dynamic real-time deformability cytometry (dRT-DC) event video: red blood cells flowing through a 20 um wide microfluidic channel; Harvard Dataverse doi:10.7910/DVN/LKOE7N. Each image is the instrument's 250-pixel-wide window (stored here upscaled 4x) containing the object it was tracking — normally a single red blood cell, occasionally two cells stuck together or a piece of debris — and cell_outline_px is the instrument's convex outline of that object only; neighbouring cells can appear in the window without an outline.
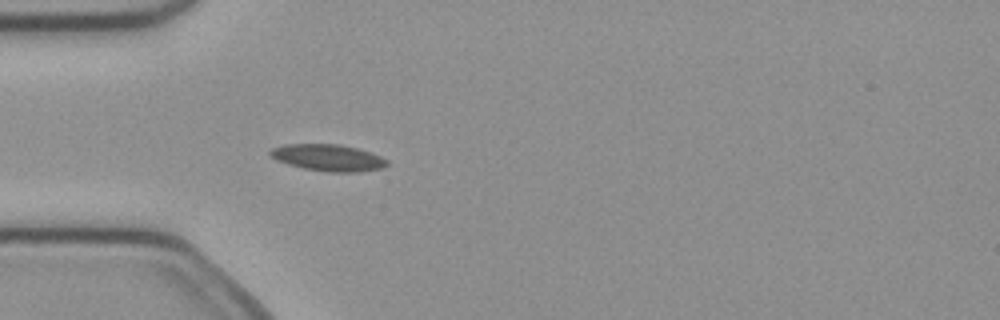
{"species": "common noctule bat (a hibernating species)", "species_latin": "Nyctalus noctula", "temperature_condition": "cold", "stored_images_in_passage": 37, "camera_frame_rate_fps": 3000, "um_per_image_px": 0.085, "animal": {"sex": "female", "body_mass_g": 21.9}, "frame": {"image": 1, "passage_image": 1, "time_ms": 0.0, "image_size_px": [1000, 320], "cell_outline_px": [[388, 164], [384, 168], [360, 172], [328, 172], [304, 168], [288, 164], [276, 160], [268, 152], [272, 148], [284, 144], [340, 144], [356, 148], [380, 156], [388, 160]], "centroid_in_image_um": [27.9, 13.41], "position_along_channel_um": 57.1, "area_um2": 18.15}}
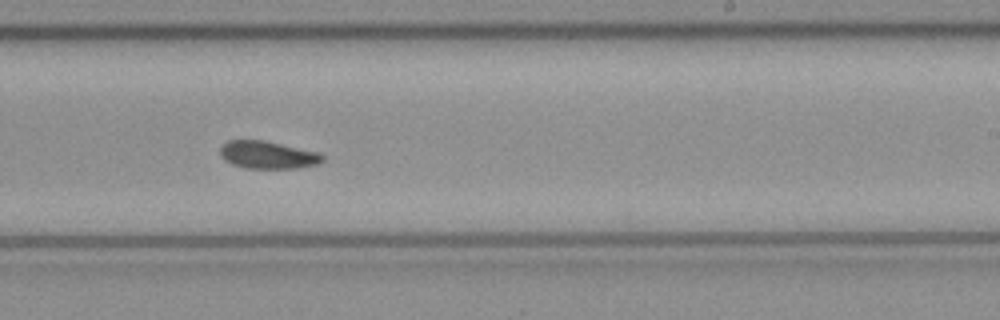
{"frame": {"image": 2, "passage_image": 17, "time_ms": 5.333, "image_size_px": [1000, 320], "cell_outline_px": [[324, 160], [320, 164], [296, 168], [244, 168], [232, 164], [224, 160], [220, 156], [220, 148], [228, 140], [264, 140], [320, 152], [324, 156]], "centroid_in_image_um": [22.78, 13.17], "position_along_channel_um": 266.2, "area_um2": 16.65}}
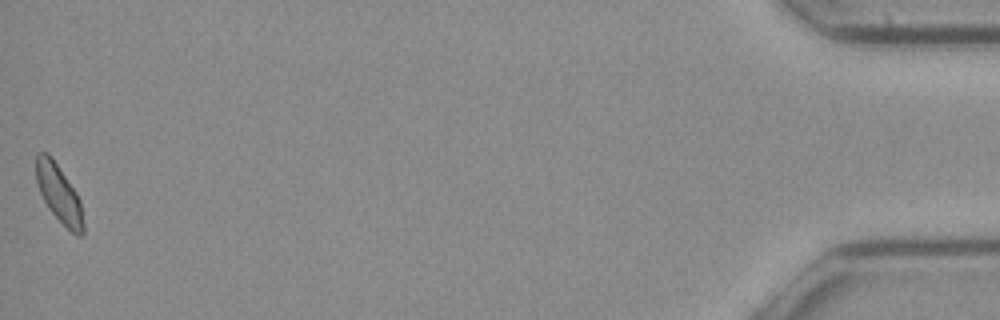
{"frame": {"image": 3, "passage_image": 37, "time_ms": 12.0, "image_size_px": [1000, 320], "cell_outline_px": [[84, 232], [80, 236], [76, 236], [48, 208], [40, 192], [36, 180], [36, 152], [48, 152], [52, 156], [76, 192], [80, 200], [84, 224]], "centroid_in_image_um": [5.01, 16.43], "position_along_channel_um": 430.2, "area_um2": 15.84}, "authors_computed_cell_mechanics": {"area_um2": 16.6464, "velocity_mm_per_s": 3.9923, "shape_relaxation_time_tau1_ms": 4.9759, "shape_relaxation_time_tau2_ms": 7.9375, "deformation_change_tau1": 0.093, "deformation_change_tau2": 0.1172}}